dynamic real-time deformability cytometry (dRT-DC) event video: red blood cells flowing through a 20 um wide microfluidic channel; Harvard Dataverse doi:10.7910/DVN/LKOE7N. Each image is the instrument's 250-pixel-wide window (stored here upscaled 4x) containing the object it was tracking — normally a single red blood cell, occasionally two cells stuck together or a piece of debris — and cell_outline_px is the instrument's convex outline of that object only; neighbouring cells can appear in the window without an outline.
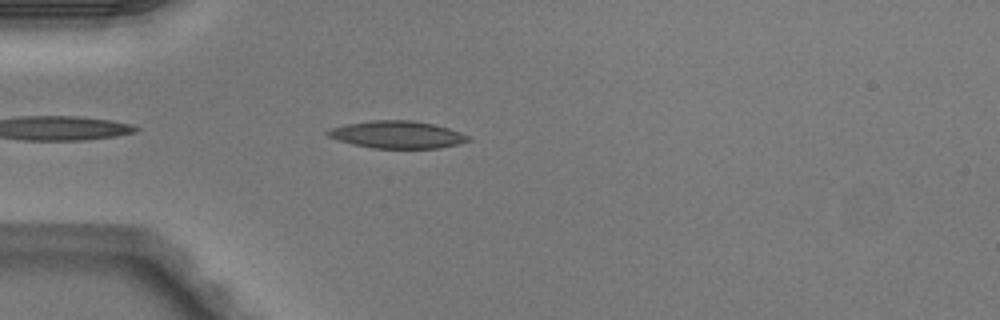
{"species": "Egyptian fruit bat (a non-hibernating species)", "species_latin": "Rousettus aegyptiacus", "temperature_condition": "warm", "stored_images_in_passage": 3, "camera_frame_rate_fps": 3000, "um_per_image_px": 0.085, "animal": {"sex": "male"}, "frame": {"image": 1, "passage_image": 3, "time_ms": 0.667, "image_size_px": [1000, 320], "cell_outline_px": [[472, 140], [460, 144], [440, 148], [372, 148], [352, 144], [328, 136], [324, 132], [332, 128], [344, 124], [372, 120], [412, 120], [432, 124], [448, 128], [472, 136]], "centroid_in_image_um": [33.8, 11.44], "position_along_channel_um": 51.2, "area_um2": 22.48}}